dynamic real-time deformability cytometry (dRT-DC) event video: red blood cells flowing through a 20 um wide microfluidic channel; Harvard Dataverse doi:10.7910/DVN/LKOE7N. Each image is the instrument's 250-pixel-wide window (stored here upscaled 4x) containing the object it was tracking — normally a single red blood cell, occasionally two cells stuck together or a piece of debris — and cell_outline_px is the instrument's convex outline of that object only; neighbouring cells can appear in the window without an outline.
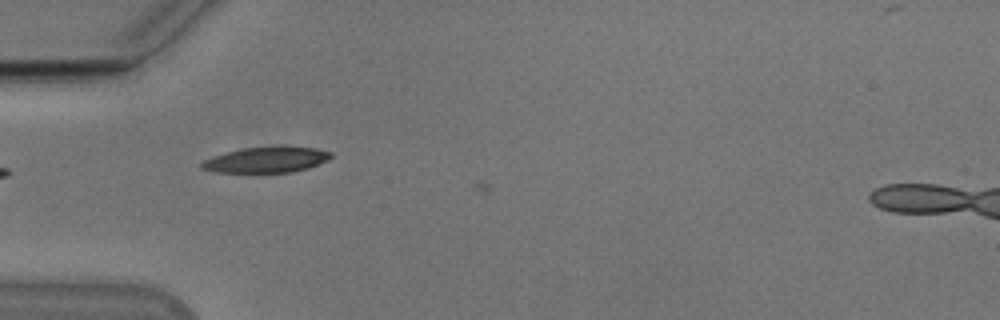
{"species": "Egyptian fruit bat (a non-hibernating species)", "species_latin": "Rousettus aegyptiacus", "temperature_condition": "cold", "stored_images_in_passage": 5, "camera_frame_rate_fps": 3000, "um_per_image_px": 0.085, "animal": {"sex": "male"}, "frame": {"image": 1, "passage_image": 4, "time_ms": 1.0, "image_size_px": [1000, 320], "cell_outline_px": [[332, 156], [328, 160], [308, 168], [292, 172], [216, 172], [200, 168], [200, 164], [204, 160], [212, 156], [240, 148], [276, 144], [284, 144], [316, 148], [332, 152]], "centroid_in_image_um": [22.67, 13.53], "position_along_channel_um": 62.3, "area_um2": 20.06}}